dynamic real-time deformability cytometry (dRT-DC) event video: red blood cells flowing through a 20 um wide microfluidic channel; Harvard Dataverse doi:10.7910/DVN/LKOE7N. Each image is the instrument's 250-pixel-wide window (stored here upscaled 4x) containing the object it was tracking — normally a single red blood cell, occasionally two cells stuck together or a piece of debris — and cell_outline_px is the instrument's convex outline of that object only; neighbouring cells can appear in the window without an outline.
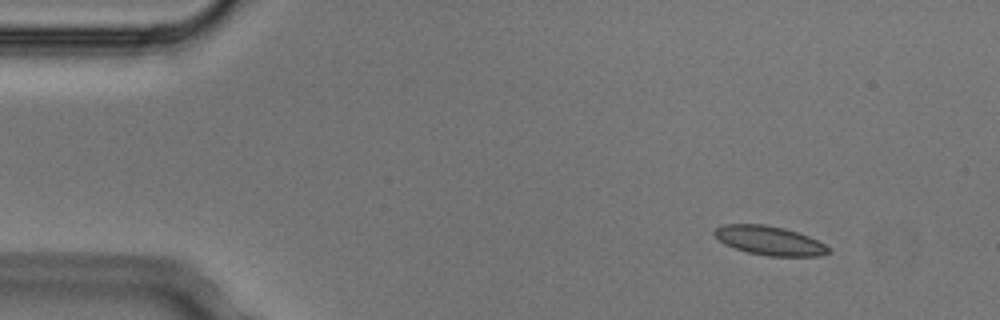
{"species": "Egyptian fruit bat (a non-hibernating species)", "species_latin": "Rousettus aegyptiacus", "temperature_condition": "cold", "stored_images_in_passage": 5, "camera_frame_rate_fps": 3000, "um_per_image_px": 0.085, "animal": {"sex": "male"}, "frame": {"image": 1, "passage_image": 1, "time_ms": 0.0, "image_size_px": [1000, 320], "cell_outline_px": [[828, 252], [820, 256], [768, 256], [748, 252], [724, 244], [712, 232], [716, 228], [724, 224], [764, 224], [784, 228], [808, 236], [824, 244], [828, 248]], "centroid_in_image_um": [65.37, 20.44], "position_along_channel_um": 19.6, "area_um2": 19.02}}
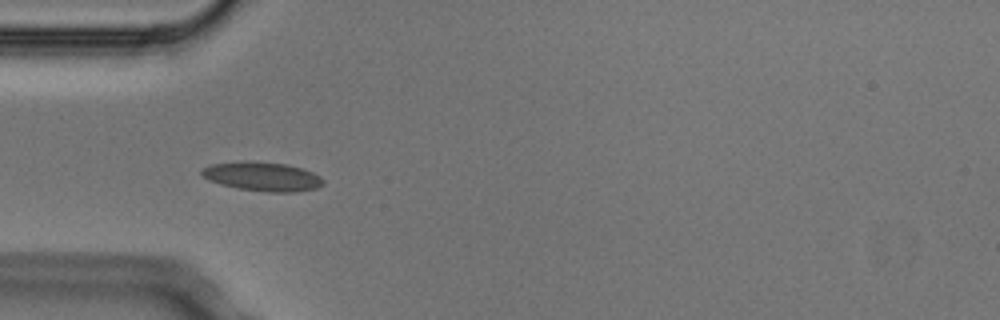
{"frame": {"image": 2, "passage_image": 4, "time_ms": 1.0, "image_size_px": [1000, 320], "cell_outline_px": [[324, 184], [316, 188], [296, 192], [268, 192], [240, 188], [220, 184], [208, 180], [200, 172], [208, 164], [244, 160], [284, 164], [300, 168], [312, 172], [320, 176], [324, 180]], "centroid_in_image_um": [22.29, 14.99], "position_along_channel_um": 62.7, "area_um2": 20.52}}
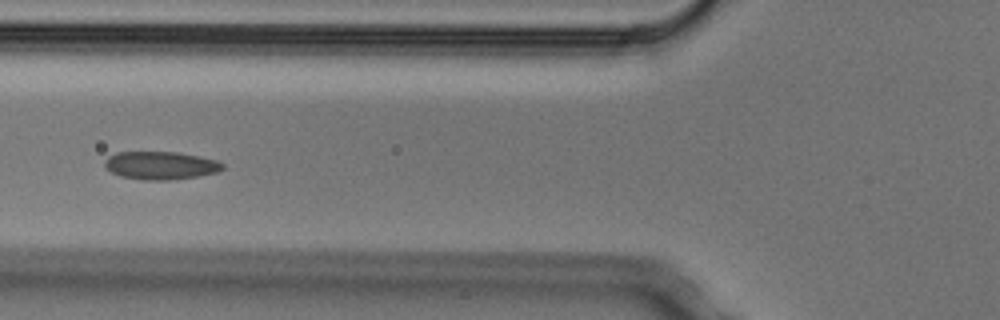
{"frame": {"image": 3, "passage_image": 5, "time_ms": 1.333, "image_size_px": [1000, 320], "cell_outline_px": [[224, 168], [216, 172], [196, 176], [168, 180], [144, 180], [120, 176], [112, 172], [104, 164], [104, 160], [108, 156], [116, 152], [180, 152], [216, 160], [224, 164]], "centroid_in_image_um": [13.64, 14.05], "position_along_channel_um": 112.2, "area_um2": 19.13}}